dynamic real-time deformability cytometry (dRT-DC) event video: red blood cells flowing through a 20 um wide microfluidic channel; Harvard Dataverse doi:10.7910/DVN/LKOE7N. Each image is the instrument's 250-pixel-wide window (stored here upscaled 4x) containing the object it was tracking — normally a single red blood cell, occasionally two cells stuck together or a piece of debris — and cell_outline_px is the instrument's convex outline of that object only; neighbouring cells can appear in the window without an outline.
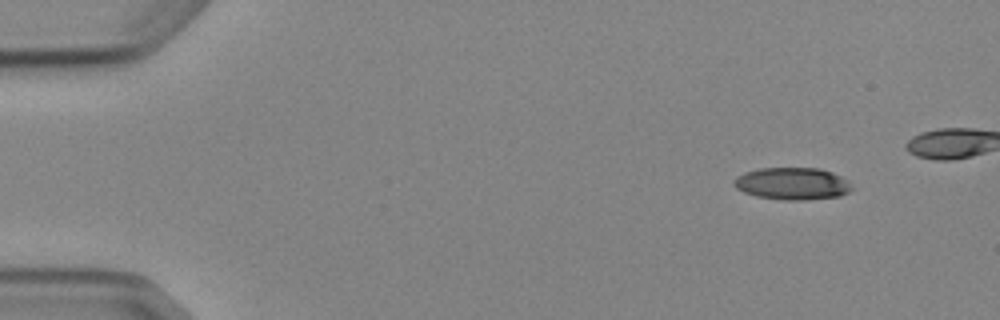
{"species": "Egyptian fruit bat (a non-hibernating species)", "species_latin": "Rousettus aegyptiacus", "temperature_condition": "cold", "stored_images_in_passage": 5, "camera_frame_rate_fps": 3000, "um_per_image_px": 0.085, "animal": {"sex": "female"}, "frame": {"image": 1, "passage_image": 1, "time_ms": 0.0, "image_size_px": [1000, 320], "cell_outline_px": [[852, 188], [848, 192], [840, 196], [804, 200], [784, 200], [756, 196], [744, 192], [736, 188], [732, 184], [732, 180], [736, 176], [744, 172], [760, 168], [820, 168], [832, 172], [848, 180]], "centroid_in_image_um": [67.32, 15.6], "position_along_channel_um": 17.7, "area_um2": 22.25}}